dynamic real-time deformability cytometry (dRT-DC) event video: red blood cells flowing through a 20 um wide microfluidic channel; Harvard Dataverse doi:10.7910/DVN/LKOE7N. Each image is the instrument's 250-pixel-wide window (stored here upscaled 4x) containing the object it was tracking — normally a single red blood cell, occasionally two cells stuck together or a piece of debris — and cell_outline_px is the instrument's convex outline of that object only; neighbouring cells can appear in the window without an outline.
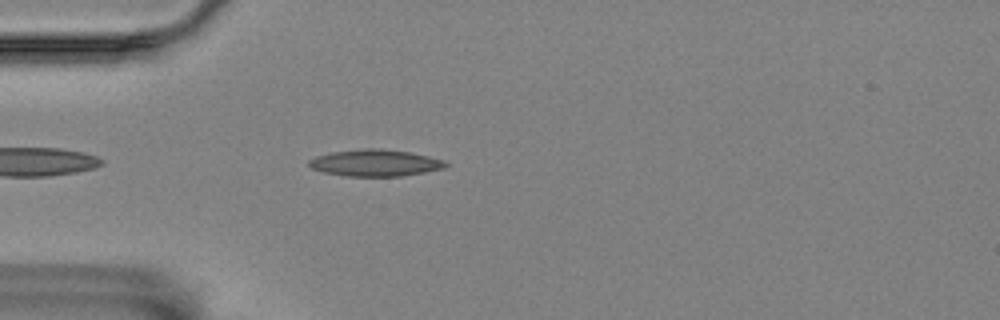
{"species": "Egyptian fruit bat (a non-hibernating species)", "species_latin": "Rousettus aegyptiacus", "temperature_condition": "room temperature", "stored_images_in_passage": 44, "camera_frame_rate_fps": 3000, "um_per_image_px": 0.085, "animal": {"sex": "female"}, "frame": {"image": 1, "passage_image": 4, "time_ms": 1.0, "image_size_px": [1000, 320], "cell_outline_px": [[448, 164], [444, 168], [424, 172], [400, 176], [344, 176], [324, 172], [312, 168], [308, 164], [308, 160], [316, 156], [332, 152], [364, 148], [380, 148], [408, 152], [428, 156], [444, 160]], "centroid_in_image_um": [31.87, 13.84], "position_along_channel_um": 53.1, "area_um2": 21.15}}
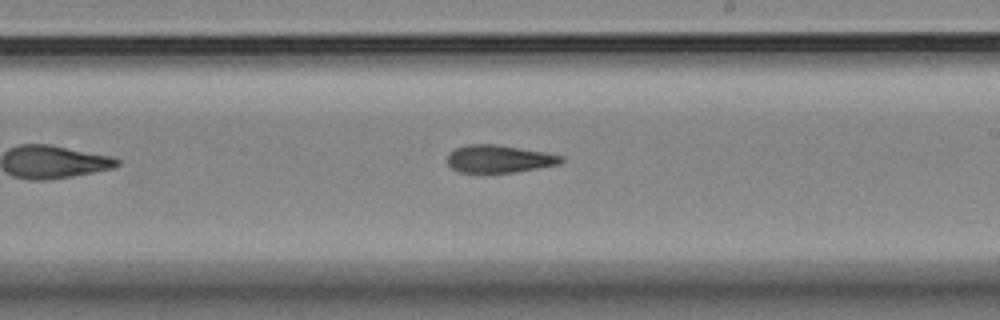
{"frame": {"image": 2, "passage_image": 21, "time_ms": 6.667, "image_size_px": [1000, 320], "cell_outline_px": [[564, 160], [560, 164], [512, 172], [460, 172], [452, 168], [448, 164], [448, 156], [456, 148], [468, 144], [496, 144], [544, 152], [564, 156]], "centroid_in_image_um": [42.44, 13.49], "position_along_channel_um": 246.6, "area_um2": 18.03}}
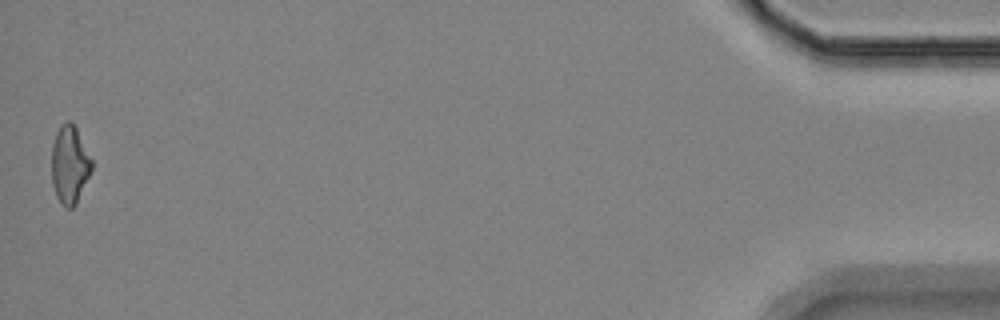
{"frame": {"image": 3, "passage_image": 44, "time_ms": 14.333, "image_size_px": [1000, 320], "cell_outline_px": [[92, 168], [76, 204], [72, 208], [64, 208], [60, 204], [56, 196], [52, 184], [52, 144], [56, 132], [60, 124], [68, 120], [72, 120], [92, 160]], "centroid_in_image_um": [5.9, 13.99], "position_along_channel_um": 429.3, "area_um2": 18.26}, "authors_computed_cell_mechanics": {"area_um2": 19.074, "velocity_mm_per_s": 3.5455, "shape_relaxation_time_tau1_ms": 5.1445, "shape_relaxation_time_tau2_ms": 4.9866, "deformation_change_tau1": 0.1466, "deformation_change_tau2": 0.1504}}